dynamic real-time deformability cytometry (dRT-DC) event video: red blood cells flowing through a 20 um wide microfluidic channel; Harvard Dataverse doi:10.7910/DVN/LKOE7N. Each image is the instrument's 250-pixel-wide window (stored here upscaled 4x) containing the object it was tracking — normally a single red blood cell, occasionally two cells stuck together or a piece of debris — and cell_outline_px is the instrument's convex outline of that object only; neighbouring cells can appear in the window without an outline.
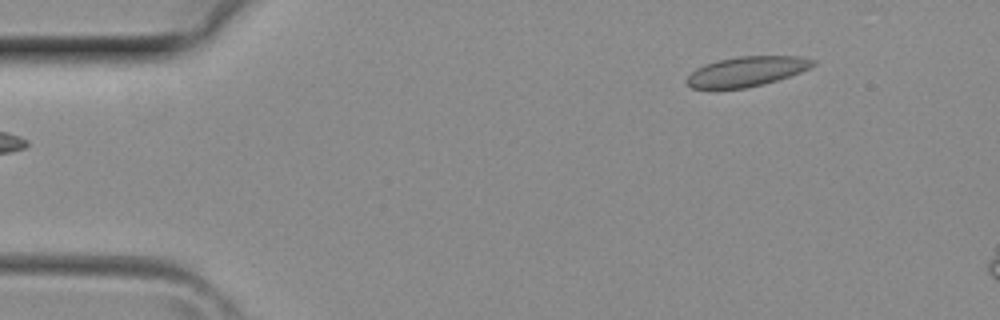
{"species": "common noctule bat (a hibernating species)", "species_latin": "Nyctalus noctula", "temperature_condition": "room temperature", "stored_images_in_passage": 13, "camera_frame_rate_fps": 3000, "um_per_image_px": 0.085, "animal": {"sex": "female", "body_mass_g": 29.2, "forearm_length_mm": 56.3}, "frame": {"image": 1, "passage_image": 1, "time_ms": 0.0, "image_size_px": [1000, 320], "cell_outline_px": [[816, 64], [800, 72], [764, 84], [744, 88], [692, 88], [684, 80], [696, 68], [704, 64], [716, 60], [740, 56], [800, 56], [816, 60]], "centroid_in_image_um": [63.46, 6.06], "position_along_channel_um": 21.5, "area_um2": 21.85}}
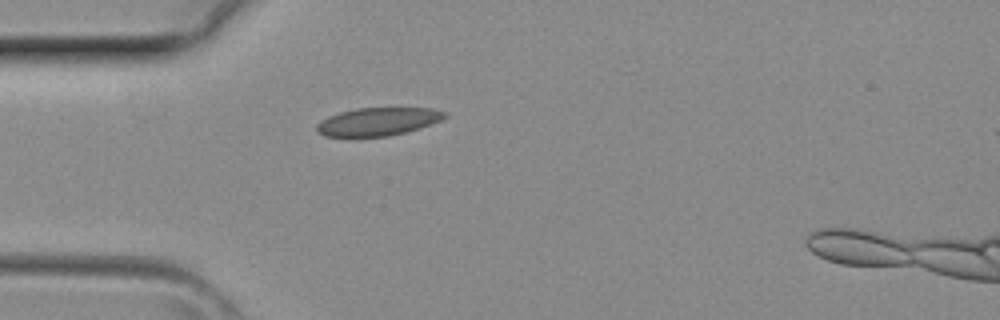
{"frame": {"image": 2, "passage_image": 7, "time_ms": 2.0, "image_size_px": [1000, 320], "cell_outline_px": [[448, 116], [440, 120], [420, 128], [388, 136], [356, 140], [348, 140], [324, 136], [316, 132], [316, 124], [328, 116], [340, 112], [356, 108], [432, 108], [448, 112]], "centroid_in_image_um": [32.03, 10.39], "position_along_channel_um": 53.0, "area_um2": 21.91}}
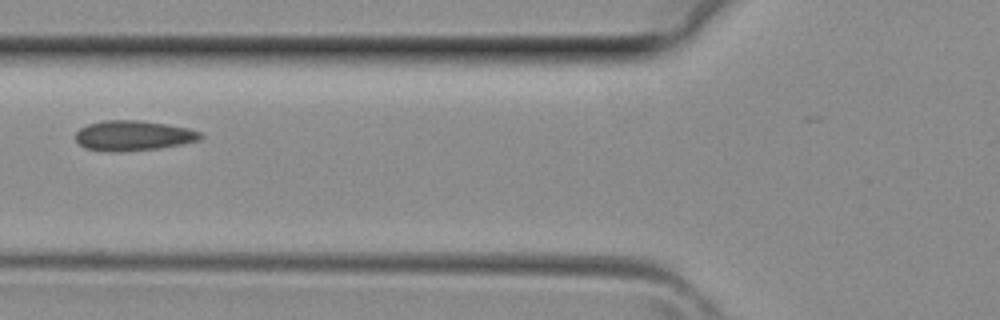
{"frame": {"image": 3, "passage_image": 11, "time_ms": 3.333, "image_size_px": [1000, 320], "cell_outline_px": [[204, 136], [200, 140], [160, 148], [116, 152], [112, 152], [84, 148], [76, 140], [76, 132], [80, 128], [88, 124], [104, 120], [140, 120], [188, 128], [200, 132]], "centroid_in_image_um": [11.32, 11.53], "position_along_channel_um": 114.5, "area_um2": 21.85}}